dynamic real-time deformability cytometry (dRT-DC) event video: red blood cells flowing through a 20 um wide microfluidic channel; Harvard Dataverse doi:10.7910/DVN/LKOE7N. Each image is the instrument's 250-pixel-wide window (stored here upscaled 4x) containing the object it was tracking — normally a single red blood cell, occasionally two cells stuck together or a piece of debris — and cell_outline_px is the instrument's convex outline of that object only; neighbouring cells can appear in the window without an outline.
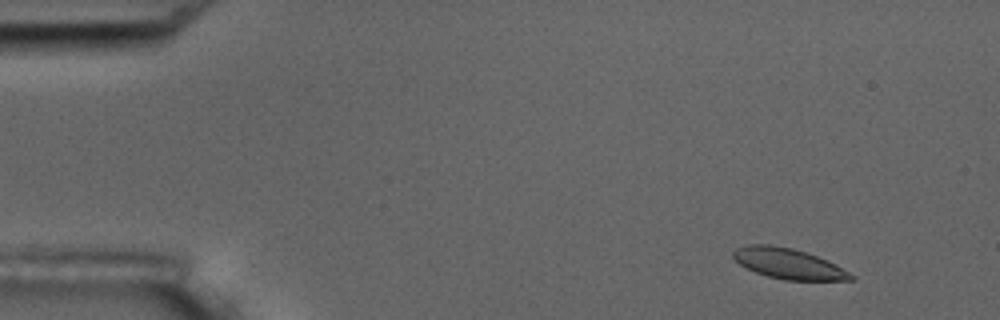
{"species": "common noctule bat (a hibernating species)", "species_latin": "Nyctalus noctula", "temperature_condition": "room temperature", "stored_images_in_passage": 8, "camera_frame_rate_fps": 3000, "um_per_image_px": 0.085, "animal": {"sex": "male", "body_mass_g": 17.5, "forearm_length_mm": 52.3}, "frame": {"image": 1, "passage_image": 2, "time_ms": 1.0, "image_size_px": [1000, 320], "cell_outline_px": [[856, 280], [784, 280], [768, 276], [756, 272], [740, 264], [732, 256], [732, 252], [736, 248], [748, 244], [768, 244], [792, 248], [828, 260], [836, 264], [856, 276]], "centroid_in_image_um": [67.04, 22.41], "position_along_channel_um": 18.0, "area_um2": 20.87}}
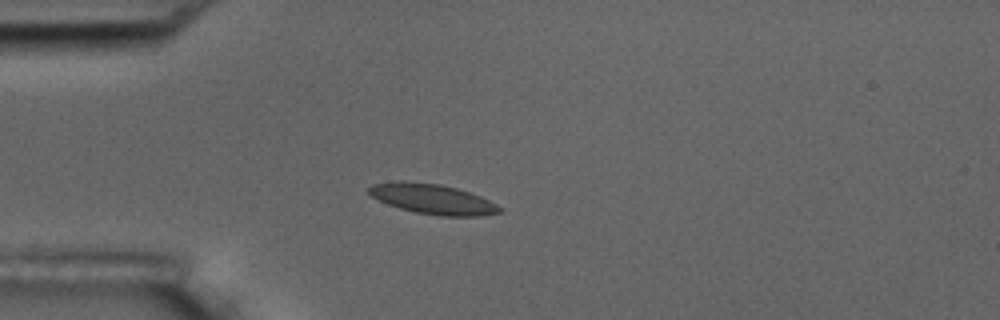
{"frame": {"image": 2, "passage_image": 4, "time_ms": 4.333, "image_size_px": [1000, 320], "cell_outline_px": [[504, 212], [480, 216], [440, 216], [416, 212], [400, 208], [388, 204], [372, 196], [368, 192], [368, 188], [372, 184], [440, 184], [456, 188], [480, 196], [504, 208]], "centroid_in_image_um": [36.91, 16.98], "position_along_channel_um": 48.1, "area_um2": 21.91}}
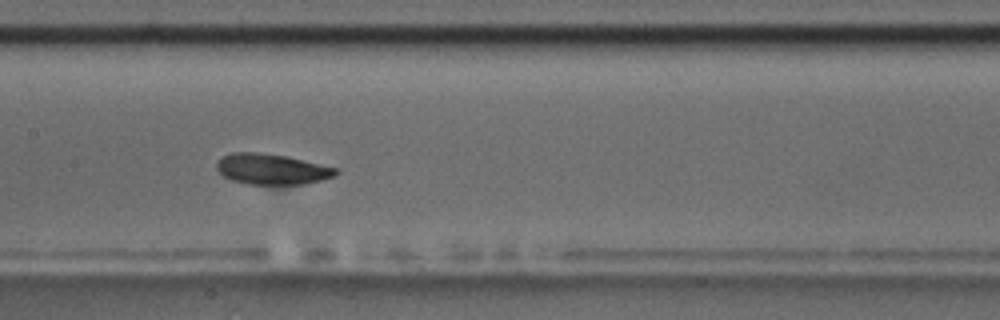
{"frame": {"image": 3, "passage_image": 8, "time_ms": 8.667, "image_size_px": [1000, 320], "cell_outline_px": [[340, 172], [332, 176], [320, 180], [304, 184], [248, 184], [232, 180], [224, 176], [216, 168], [216, 164], [224, 156], [232, 152], [256, 152], [284, 156], [336, 168]], "centroid_in_image_um": [23.07, 14.38], "position_along_channel_um": 184.3, "area_um2": 20.81}}